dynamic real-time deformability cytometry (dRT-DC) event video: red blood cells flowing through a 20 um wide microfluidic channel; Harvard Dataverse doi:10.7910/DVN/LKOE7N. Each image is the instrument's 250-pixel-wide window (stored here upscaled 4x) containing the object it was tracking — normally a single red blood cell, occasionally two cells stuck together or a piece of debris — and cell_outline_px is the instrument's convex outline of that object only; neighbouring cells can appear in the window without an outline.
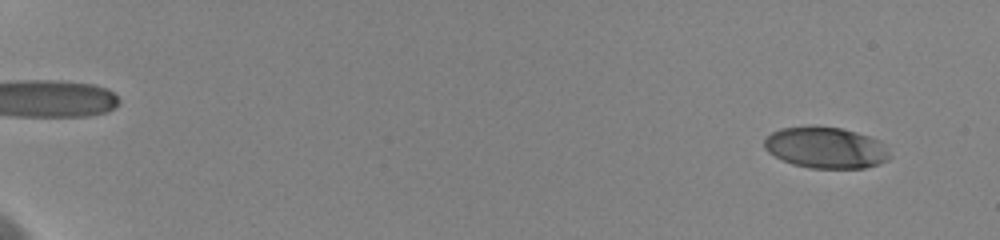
{"species": "human", "species_latin": "Homo sapiens", "temperature_condition": "cold", "stored_images_in_passage": 65, "camera_frame_rate_fps": 3000, "um_per_image_px": 0.085, "donor": {"sex": "female"}, "frame": {"image": 1, "passage_image": 7, "time_ms": 1.333, "image_size_px": [1000, 240], "cell_outline_px": [[892, 156], [888, 160], [880, 164], [864, 168], [808, 168], [792, 164], [768, 152], [764, 148], [764, 140], [772, 132], [780, 128], [840, 128], [856, 132], [880, 140]], "centroid_in_image_um": [70.23, 12.59], "position_along_channel_um": 14.8, "area_um2": 29.71}}
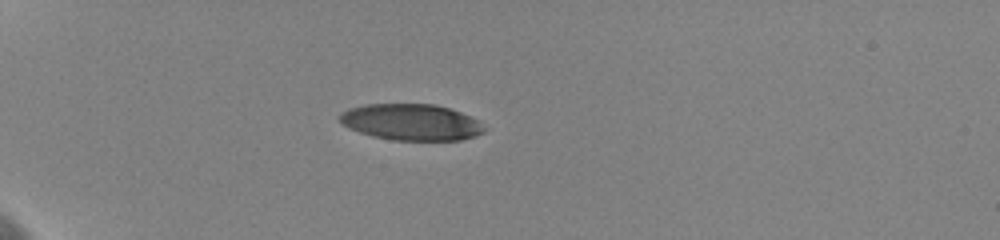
{"frame": {"image": 2, "passage_image": 33, "time_ms": 6.333, "image_size_px": [1000, 240], "cell_outline_px": [[488, 128], [484, 132], [476, 136], [460, 140], [396, 140], [372, 136], [348, 128], [336, 116], [340, 112], [348, 108], [364, 104], [436, 104], [460, 112], [480, 120]], "centroid_in_image_um": [34.97, 10.38], "position_along_channel_um": 50.0, "area_um2": 30.92}}